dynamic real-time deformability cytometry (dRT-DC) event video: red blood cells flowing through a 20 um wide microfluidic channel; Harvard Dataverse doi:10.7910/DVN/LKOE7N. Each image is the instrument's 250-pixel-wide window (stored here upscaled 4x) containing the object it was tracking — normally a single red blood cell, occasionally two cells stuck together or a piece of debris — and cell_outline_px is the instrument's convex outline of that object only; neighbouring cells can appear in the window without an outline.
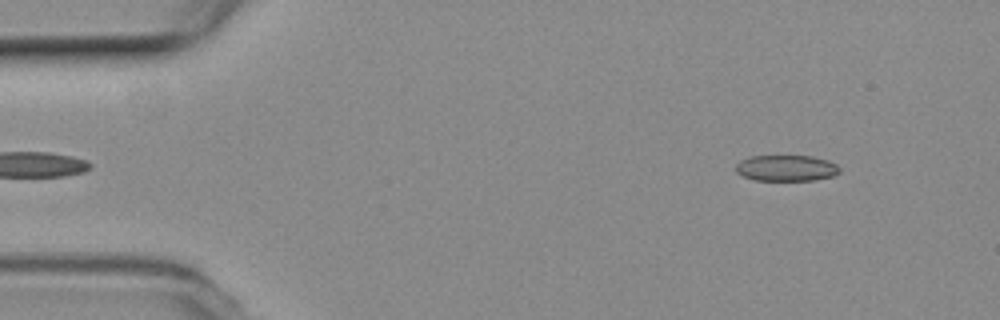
{"species": "common noctule bat (a hibernating species)", "species_latin": "Nyctalus noctula", "temperature_condition": "room temperature", "stored_images_in_passage": 9, "camera_frame_rate_fps": 3000, "um_per_image_px": 0.085, "animal": {"sex": "female", "body_mass_g": 19.3, "forearm_length_mm": 54.1}, "frame": {"image": 1, "passage_image": 2, "time_ms": 0.333, "image_size_px": [1000, 320], "cell_outline_px": [[840, 172], [832, 176], [812, 180], [756, 180], [744, 176], [736, 172], [736, 164], [740, 160], [748, 156], [812, 156], [828, 160], [836, 164], [840, 168]], "centroid_in_image_um": [66.83, 14.28], "position_along_channel_um": 18.2, "area_um2": 15.72}}